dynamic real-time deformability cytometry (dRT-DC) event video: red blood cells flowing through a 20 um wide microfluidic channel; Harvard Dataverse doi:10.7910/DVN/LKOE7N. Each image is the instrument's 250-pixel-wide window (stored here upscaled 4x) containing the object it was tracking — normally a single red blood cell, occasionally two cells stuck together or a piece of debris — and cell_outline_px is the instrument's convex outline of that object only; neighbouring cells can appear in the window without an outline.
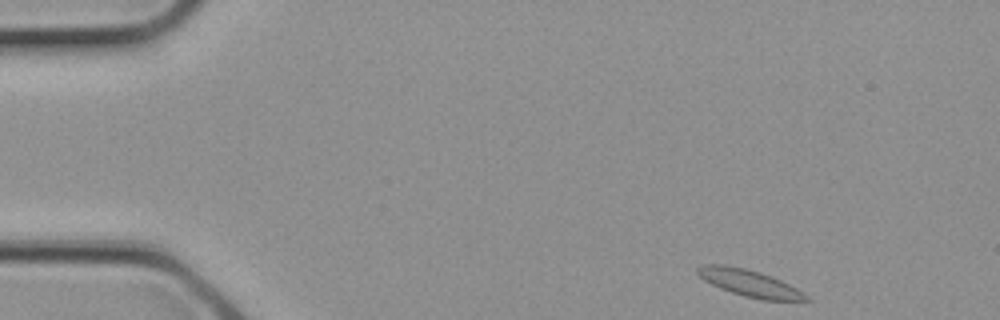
{"species": "common noctule bat (a hibernating species)", "species_latin": "Nyctalus noctula", "temperature_condition": "cold", "stored_images_in_passage": 3, "camera_frame_rate_fps": 3000, "um_per_image_px": 0.085, "animal": {"sex": "female", "body_mass_g": 21.9}, "frame": {"image": 1, "passage_image": 1, "time_ms": 0.0, "image_size_px": [1000, 320], "cell_outline_px": [[812, 300], [764, 300], [744, 296], [720, 288], [704, 280], [696, 272], [696, 268], [700, 264], [724, 264], [744, 268], [760, 272], [772, 276], [804, 292]], "centroid_in_image_um": [63.68, 24.05], "position_along_channel_um": 21.3, "area_um2": 16.88}}